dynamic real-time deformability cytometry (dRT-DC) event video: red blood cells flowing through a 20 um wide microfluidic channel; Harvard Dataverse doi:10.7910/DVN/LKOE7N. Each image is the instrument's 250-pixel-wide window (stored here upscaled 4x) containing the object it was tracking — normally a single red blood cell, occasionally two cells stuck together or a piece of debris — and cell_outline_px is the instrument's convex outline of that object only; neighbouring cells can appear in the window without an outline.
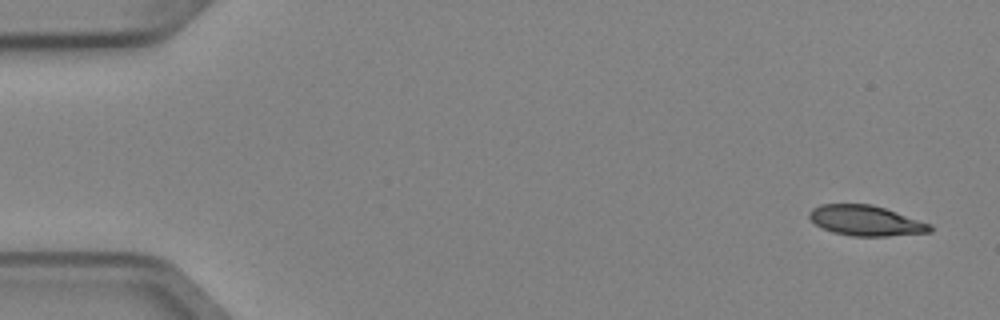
{"species": "Egyptian fruit bat (a non-hibernating species)", "species_latin": "Rousettus aegyptiacus", "temperature_condition": "cold", "stored_images_in_passage": 5, "segment_of_instrument_passage": [1, 2], "camera_frame_rate_fps": 3000, "um_per_image_px": 0.085, "animal": {"sex": "female"}, "frame": {"image": 1, "passage_image": 1, "time_ms": 0.0, "image_size_px": [1000, 320], "cell_outline_px": [[932, 232], [888, 236], [852, 236], [832, 232], [816, 224], [808, 216], [808, 212], [812, 208], [820, 204], [872, 204], [932, 224]], "centroid_in_image_um": [73.6, 18.75], "position_along_channel_um": 11.4, "area_um2": 21.27}}